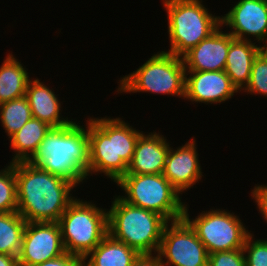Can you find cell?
Masks as SVG:
<instances>
[{
	"instance_id": "6da1fadb",
	"label": "cell",
	"mask_w": 267,
	"mask_h": 266,
	"mask_svg": "<svg viewBox=\"0 0 267 266\" xmlns=\"http://www.w3.org/2000/svg\"><path fill=\"white\" fill-rule=\"evenodd\" d=\"M17 212L27 222H58L77 186L30 162L15 163ZM73 191V192H72Z\"/></svg>"
},
{
	"instance_id": "7a4b0ae2",
	"label": "cell",
	"mask_w": 267,
	"mask_h": 266,
	"mask_svg": "<svg viewBox=\"0 0 267 266\" xmlns=\"http://www.w3.org/2000/svg\"><path fill=\"white\" fill-rule=\"evenodd\" d=\"M88 116L89 168L87 180L102 174L115 184L127 173L135 146L143 131L121 117Z\"/></svg>"
},
{
	"instance_id": "3957f363",
	"label": "cell",
	"mask_w": 267,
	"mask_h": 266,
	"mask_svg": "<svg viewBox=\"0 0 267 266\" xmlns=\"http://www.w3.org/2000/svg\"><path fill=\"white\" fill-rule=\"evenodd\" d=\"M77 121L74 118L66 126L51 128L29 162L80 186L87 182L89 137L87 120L84 125Z\"/></svg>"
},
{
	"instance_id": "277c9868",
	"label": "cell",
	"mask_w": 267,
	"mask_h": 266,
	"mask_svg": "<svg viewBox=\"0 0 267 266\" xmlns=\"http://www.w3.org/2000/svg\"><path fill=\"white\" fill-rule=\"evenodd\" d=\"M108 210V234L139 254H156L168 221L160 214L131 205L115 194Z\"/></svg>"
},
{
	"instance_id": "5b68a950",
	"label": "cell",
	"mask_w": 267,
	"mask_h": 266,
	"mask_svg": "<svg viewBox=\"0 0 267 266\" xmlns=\"http://www.w3.org/2000/svg\"><path fill=\"white\" fill-rule=\"evenodd\" d=\"M117 83L115 94L141 92L184 99L186 69L182 57L161 50L152 54L137 70L120 76Z\"/></svg>"
},
{
	"instance_id": "8992f818",
	"label": "cell",
	"mask_w": 267,
	"mask_h": 266,
	"mask_svg": "<svg viewBox=\"0 0 267 266\" xmlns=\"http://www.w3.org/2000/svg\"><path fill=\"white\" fill-rule=\"evenodd\" d=\"M167 12L170 49L164 50L182 57L207 38L220 25V16L209 12L203 0H162Z\"/></svg>"
},
{
	"instance_id": "52a82bcc",
	"label": "cell",
	"mask_w": 267,
	"mask_h": 266,
	"mask_svg": "<svg viewBox=\"0 0 267 266\" xmlns=\"http://www.w3.org/2000/svg\"><path fill=\"white\" fill-rule=\"evenodd\" d=\"M58 224L65 251L84 258L108 235V210L76 196Z\"/></svg>"
},
{
	"instance_id": "ba28073f",
	"label": "cell",
	"mask_w": 267,
	"mask_h": 266,
	"mask_svg": "<svg viewBox=\"0 0 267 266\" xmlns=\"http://www.w3.org/2000/svg\"><path fill=\"white\" fill-rule=\"evenodd\" d=\"M115 185L127 203L156 212L168 222L183 218L186 200L163 174H125Z\"/></svg>"
},
{
	"instance_id": "9c48e42d",
	"label": "cell",
	"mask_w": 267,
	"mask_h": 266,
	"mask_svg": "<svg viewBox=\"0 0 267 266\" xmlns=\"http://www.w3.org/2000/svg\"><path fill=\"white\" fill-rule=\"evenodd\" d=\"M189 204L186 202L183 218L197 233L206 247L208 254L217 251L242 249L252 231L241 220L239 215L227 209L210 208L197 214L189 215Z\"/></svg>"
},
{
	"instance_id": "30bf717a",
	"label": "cell",
	"mask_w": 267,
	"mask_h": 266,
	"mask_svg": "<svg viewBox=\"0 0 267 266\" xmlns=\"http://www.w3.org/2000/svg\"><path fill=\"white\" fill-rule=\"evenodd\" d=\"M157 254L162 266H207L209 257L206 247L184 218L165 225Z\"/></svg>"
},
{
	"instance_id": "8fae6325",
	"label": "cell",
	"mask_w": 267,
	"mask_h": 266,
	"mask_svg": "<svg viewBox=\"0 0 267 266\" xmlns=\"http://www.w3.org/2000/svg\"><path fill=\"white\" fill-rule=\"evenodd\" d=\"M220 22L236 39L267 44V0H238Z\"/></svg>"
},
{
	"instance_id": "7c38bea8",
	"label": "cell",
	"mask_w": 267,
	"mask_h": 266,
	"mask_svg": "<svg viewBox=\"0 0 267 266\" xmlns=\"http://www.w3.org/2000/svg\"><path fill=\"white\" fill-rule=\"evenodd\" d=\"M65 252L58 222L26 223L18 255L19 266L40 264Z\"/></svg>"
},
{
	"instance_id": "4fadbf2b",
	"label": "cell",
	"mask_w": 267,
	"mask_h": 266,
	"mask_svg": "<svg viewBox=\"0 0 267 266\" xmlns=\"http://www.w3.org/2000/svg\"><path fill=\"white\" fill-rule=\"evenodd\" d=\"M196 142L193 136L176 149L170 146L166 157L163 176L181 195L199 181L202 182L201 179L204 177Z\"/></svg>"
},
{
	"instance_id": "5bb4252c",
	"label": "cell",
	"mask_w": 267,
	"mask_h": 266,
	"mask_svg": "<svg viewBox=\"0 0 267 266\" xmlns=\"http://www.w3.org/2000/svg\"><path fill=\"white\" fill-rule=\"evenodd\" d=\"M240 94L223 71H186L185 98L192 104L219 105Z\"/></svg>"
},
{
	"instance_id": "9a60e30c",
	"label": "cell",
	"mask_w": 267,
	"mask_h": 266,
	"mask_svg": "<svg viewBox=\"0 0 267 266\" xmlns=\"http://www.w3.org/2000/svg\"><path fill=\"white\" fill-rule=\"evenodd\" d=\"M219 26L183 56L186 71H223L231 44V34Z\"/></svg>"
},
{
	"instance_id": "2e32d148",
	"label": "cell",
	"mask_w": 267,
	"mask_h": 266,
	"mask_svg": "<svg viewBox=\"0 0 267 266\" xmlns=\"http://www.w3.org/2000/svg\"><path fill=\"white\" fill-rule=\"evenodd\" d=\"M166 138L156 130L143 132L137 140L126 174H163L171 145Z\"/></svg>"
},
{
	"instance_id": "e0dca14e",
	"label": "cell",
	"mask_w": 267,
	"mask_h": 266,
	"mask_svg": "<svg viewBox=\"0 0 267 266\" xmlns=\"http://www.w3.org/2000/svg\"><path fill=\"white\" fill-rule=\"evenodd\" d=\"M44 83L37 77L28 83L25 97L30 105L32 117L47 123L52 128L70 124L74 118L62 115L63 103L60 101L59 95H56L53 88L50 89L51 87Z\"/></svg>"
},
{
	"instance_id": "ac0fdd59",
	"label": "cell",
	"mask_w": 267,
	"mask_h": 266,
	"mask_svg": "<svg viewBox=\"0 0 267 266\" xmlns=\"http://www.w3.org/2000/svg\"><path fill=\"white\" fill-rule=\"evenodd\" d=\"M260 45L251 41L236 39L231 35V44L226 59L225 73L231 83L241 92L249 82L254 59Z\"/></svg>"
},
{
	"instance_id": "d6986e66",
	"label": "cell",
	"mask_w": 267,
	"mask_h": 266,
	"mask_svg": "<svg viewBox=\"0 0 267 266\" xmlns=\"http://www.w3.org/2000/svg\"><path fill=\"white\" fill-rule=\"evenodd\" d=\"M52 127L36 118H31L8 140L14 155L10 163L29 162L39 149L41 141Z\"/></svg>"
},
{
	"instance_id": "ffe728a7",
	"label": "cell",
	"mask_w": 267,
	"mask_h": 266,
	"mask_svg": "<svg viewBox=\"0 0 267 266\" xmlns=\"http://www.w3.org/2000/svg\"><path fill=\"white\" fill-rule=\"evenodd\" d=\"M140 254L109 234L83 258V266H132Z\"/></svg>"
},
{
	"instance_id": "44dd1931",
	"label": "cell",
	"mask_w": 267,
	"mask_h": 266,
	"mask_svg": "<svg viewBox=\"0 0 267 266\" xmlns=\"http://www.w3.org/2000/svg\"><path fill=\"white\" fill-rule=\"evenodd\" d=\"M5 57L0 65V104L25 96L28 83L32 79L28 68L12 51Z\"/></svg>"
},
{
	"instance_id": "7402d4cb",
	"label": "cell",
	"mask_w": 267,
	"mask_h": 266,
	"mask_svg": "<svg viewBox=\"0 0 267 266\" xmlns=\"http://www.w3.org/2000/svg\"><path fill=\"white\" fill-rule=\"evenodd\" d=\"M26 223L17 211L0 213V254L18 257Z\"/></svg>"
},
{
	"instance_id": "603a6c76",
	"label": "cell",
	"mask_w": 267,
	"mask_h": 266,
	"mask_svg": "<svg viewBox=\"0 0 267 266\" xmlns=\"http://www.w3.org/2000/svg\"><path fill=\"white\" fill-rule=\"evenodd\" d=\"M31 118V108L25 96L0 104V123L8 139Z\"/></svg>"
},
{
	"instance_id": "cb8c5ba5",
	"label": "cell",
	"mask_w": 267,
	"mask_h": 266,
	"mask_svg": "<svg viewBox=\"0 0 267 266\" xmlns=\"http://www.w3.org/2000/svg\"><path fill=\"white\" fill-rule=\"evenodd\" d=\"M17 211V181L15 163L8 162L0 169V213Z\"/></svg>"
},
{
	"instance_id": "d4e9b609",
	"label": "cell",
	"mask_w": 267,
	"mask_h": 266,
	"mask_svg": "<svg viewBox=\"0 0 267 266\" xmlns=\"http://www.w3.org/2000/svg\"><path fill=\"white\" fill-rule=\"evenodd\" d=\"M243 92L267 97V63L259 54L253 61L249 82L240 93Z\"/></svg>"
},
{
	"instance_id": "484cf974",
	"label": "cell",
	"mask_w": 267,
	"mask_h": 266,
	"mask_svg": "<svg viewBox=\"0 0 267 266\" xmlns=\"http://www.w3.org/2000/svg\"><path fill=\"white\" fill-rule=\"evenodd\" d=\"M246 266H267V238L258 239L251 233L243 246Z\"/></svg>"
},
{
	"instance_id": "4316f807",
	"label": "cell",
	"mask_w": 267,
	"mask_h": 266,
	"mask_svg": "<svg viewBox=\"0 0 267 266\" xmlns=\"http://www.w3.org/2000/svg\"><path fill=\"white\" fill-rule=\"evenodd\" d=\"M207 266H246L243 249L211 253Z\"/></svg>"
},
{
	"instance_id": "83f0119b",
	"label": "cell",
	"mask_w": 267,
	"mask_h": 266,
	"mask_svg": "<svg viewBox=\"0 0 267 266\" xmlns=\"http://www.w3.org/2000/svg\"><path fill=\"white\" fill-rule=\"evenodd\" d=\"M250 193L253 202L257 205L258 213L267 223V184H255Z\"/></svg>"
},
{
	"instance_id": "f1b7e54d",
	"label": "cell",
	"mask_w": 267,
	"mask_h": 266,
	"mask_svg": "<svg viewBox=\"0 0 267 266\" xmlns=\"http://www.w3.org/2000/svg\"><path fill=\"white\" fill-rule=\"evenodd\" d=\"M33 266H83V258L68 252Z\"/></svg>"
},
{
	"instance_id": "f546056e",
	"label": "cell",
	"mask_w": 267,
	"mask_h": 266,
	"mask_svg": "<svg viewBox=\"0 0 267 266\" xmlns=\"http://www.w3.org/2000/svg\"><path fill=\"white\" fill-rule=\"evenodd\" d=\"M132 266H162L159 255L140 254L133 262Z\"/></svg>"
},
{
	"instance_id": "4dcf8cb0",
	"label": "cell",
	"mask_w": 267,
	"mask_h": 266,
	"mask_svg": "<svg viewBox=\"0 0 267 266\" xmlns=\"http://www.w3.org/2000/svg\"><path fill=\"white\" fill-rule=\"evenodd\" d=\"M0 266H19L18 257L0 254Z\"/></svg>"
},
{
	"instance_id": "1f68e13d",
	"label": "cell",
	"mask_w": 267,
	"mask_h": 266,
	"mask_svg": "<svg viewBox=\"0 0 267 266\" xmlns=\"http://www.w3.org/2000/svg\"><path fill=\"white\" fill-rule=\"evenodd\" d=\"M259 55L266 61L267 63V44L260 45Z\"/></svg>"
}]
</instances>
